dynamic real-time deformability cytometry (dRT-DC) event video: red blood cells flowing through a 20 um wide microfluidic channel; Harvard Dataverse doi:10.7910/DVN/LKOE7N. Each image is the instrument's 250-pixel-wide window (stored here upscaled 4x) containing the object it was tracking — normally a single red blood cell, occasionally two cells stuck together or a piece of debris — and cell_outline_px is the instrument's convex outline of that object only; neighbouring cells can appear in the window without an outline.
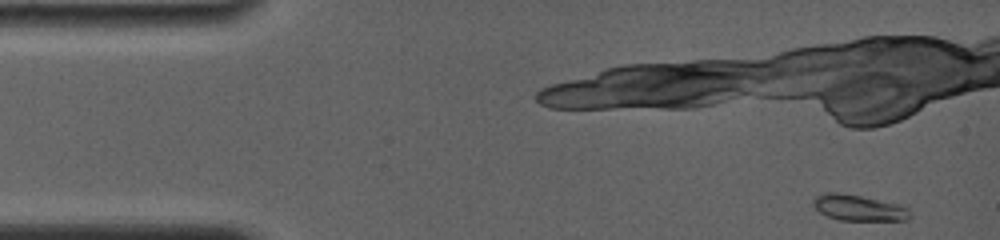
{"species": "common noctule bat (a hibernating species)", "species_latin": "Nyctalus noctula", "temperature_condition": "room temperature", "stored_images_in_passage": 5, "camera_frame_rate_fps": 4000, "um_per_image_px": 0.085, "animal": {"sex": "female", "body_mass_g": 19.0, "forearm_length_mm": 56.7}, "frame": {"image": 1, "passage_image": 2, "time_ms": 0.5, "image_size_px": [1000, 240], "cell_outline_px": [[908, 220], [840, 220], [828, 216], [820, 212], [812, 204], [812, 200], [816, 196], [824, 192], [840, 192], [860, 196], [896, 204], [908, 208]], "centroid_in_image_um": [72.91, 17.65], "position_along_channel_um": 12.1, "area_um2": 14.33}}